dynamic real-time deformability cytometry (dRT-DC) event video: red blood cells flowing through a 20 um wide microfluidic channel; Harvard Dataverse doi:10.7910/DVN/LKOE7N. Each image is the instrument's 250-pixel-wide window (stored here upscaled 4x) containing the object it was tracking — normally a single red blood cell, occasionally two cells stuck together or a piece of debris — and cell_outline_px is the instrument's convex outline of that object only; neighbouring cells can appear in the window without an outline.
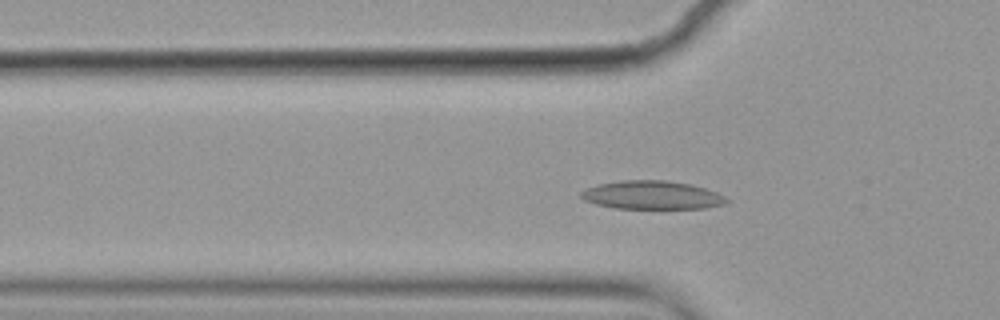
{"species": "common noctule bat (a hibernating species)", "species_latin": "Nyctalus noctula", "temperature_condition": "cold", "stored_images_in_passage": 52, "camera_frame_rate_fps": 3000, "um_per_image_px": 0.085, "animal": {"sex": "female", "body_mass_g": 19.9}, "frame": {"image": 1, "passage_image": 14, "time_ms": 4.333, "image_size_px": [1000, 320], "cell_outline_px": [[728, 200], [724, 204], [704, 208], [616, 208], [596, 204], [584, 200], [580, 196], [580, 192], [588, 188], [600, 184], [624, 180], [664, 180], [688, 184], [704, 188], [716, 192], [724, 196]], "centroid_in_image_um": [55.4, 16.58], "position_along_channel_um": 70.4, "area_um2": 23.7}}
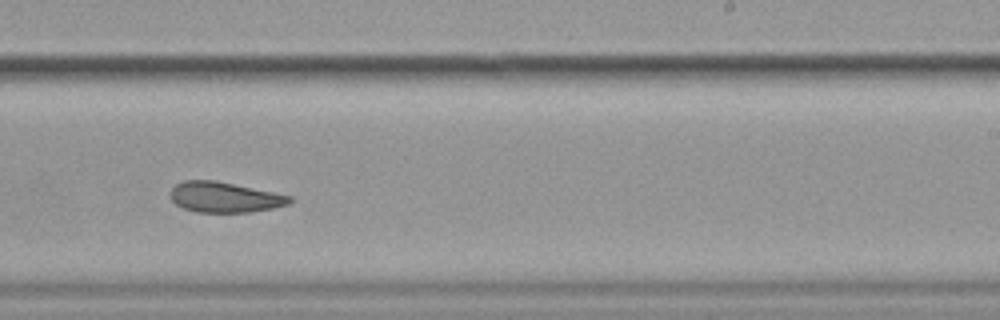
{"frame": {"image": 2, "passage_image": 31, "time_ms": 10.0, "image_size_px": [1000, 320], "cell_outline_px": [[292, 200], [288, 204], [272, 208], [248, 212], [196, 212], [184, 208], [176, 204], [168, 196], [168, 192], [176, 184], [184, 180], [212, 180], [292, 196]], "centroid_in_image_um": [19.02, 16.76], "position_along_channel_um": 270.0, "area_um2": 20.92}}
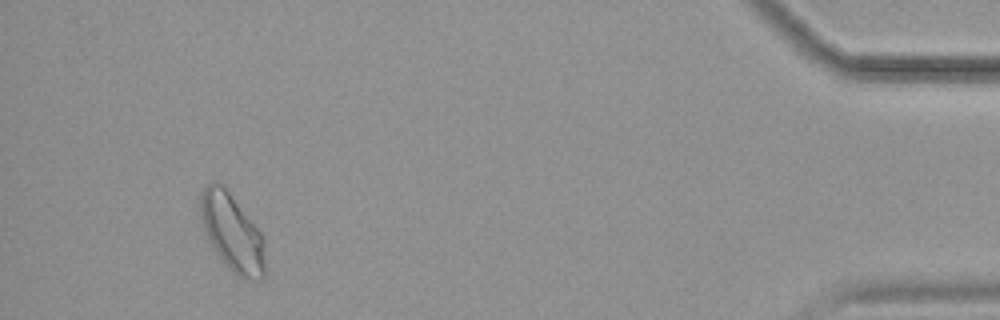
{"frame": {"image": 3, "passage_image": 49, "time_ms": 16.0, "image_size_px": [1000, 320], "cell_outline_px": [[264, 276], [260, 280], [244, 280], [236, 276], [228, 268], [212, 248], [204, 232], [200, 220], [200, 196], [204, 188], [208, 184], [224, 184], [260, 232], [264, 240]], "centroid_in_image_um": [19.71, 19.8], "position_along_channel_um": 415.5, "area_um2": 29.3}, "authors_computed_cell_mechanics": {"area_um2": 23.2645, "velocity_mm_per_s": 3.5252, "shape_relaxation_time_tau1_ms": null, "shape_relaxation_time_tau2_ms": 5.7669, "deformation_change_tau1": null, "deformation_change_tau2": 0.1183}}